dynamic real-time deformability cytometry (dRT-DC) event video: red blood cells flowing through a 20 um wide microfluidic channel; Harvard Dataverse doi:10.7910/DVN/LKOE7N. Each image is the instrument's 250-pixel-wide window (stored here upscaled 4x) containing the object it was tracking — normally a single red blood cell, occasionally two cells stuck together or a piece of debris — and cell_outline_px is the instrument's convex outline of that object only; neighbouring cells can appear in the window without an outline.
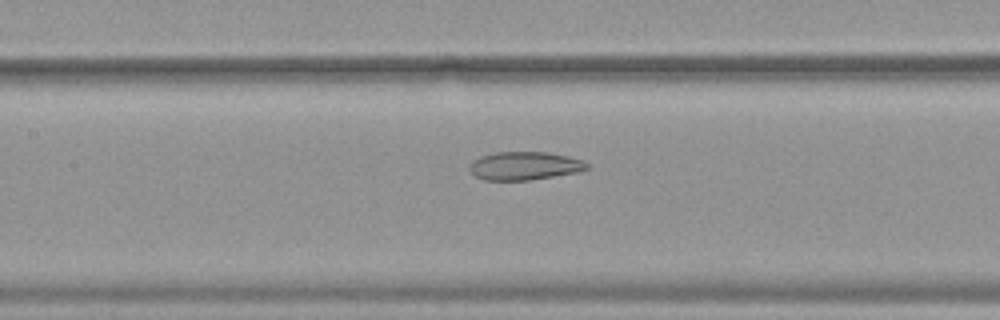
{"species": "common noctule bat (a hibernating species)", "species_latin": "Nyctalus noctula", "temperature_condition": "warm", "stored_images_in_passage": 54, "camera_frame_rate_fps": 3000, "um_per_image_px": 0.085, "animal": {"sex": "female", "body_mass_g": 19.9}, "frame": {"image": 1, "passage_image": 26, "time_ms": 8.333, "image_size_px": [1000, 320], "cell_outline_px": [[588, 168], [580, 172], [532, 180], [484, 180], [476, 176], [468, 168], [468, 164], [472, 160], [480, 156], [496, 152], [548, 152], [568, 156], [584, 160], [588, 164]], "centroid_in_image_um": [44.59, 14.09], "position_along_channel_um": 162.8, "area_um2": 19.59}}
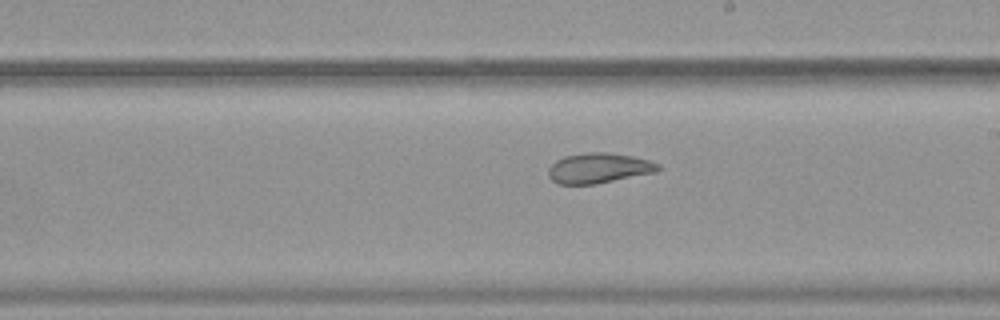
{"frame": {"image": 2, "passage_image": 32, "time_ms": 10.333, "image_size_px": [1000, 320], "cell_outline_px": [[660, 168], [656, 172], [596, 184], [556, 184], [548, 176], [548, 168], [556, 160], [564, 156], [588, 152], [608, 152], [632, 156], [648, 160], [660, 164]], "centroid_in_image_um": [50.87, 14.29], "position_along_channel_um": 238.1, "area_um2": 19.36}}
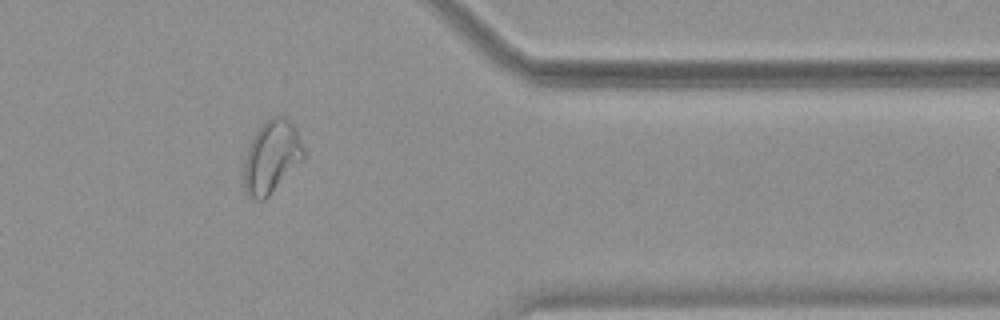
{"frame": {"image": 3, "passage_image": 45, "time_ms": 14.667, "image_size_px": [1000, 320], "cell_outline_px": [[304, 156], [268, 196], [264, 200], [256, 200], [248, 196], [244, 192], [244, 160], [252, 136], [272, 116], [284, 116], [296, 128], [304, 152]], "centroid_in_image_um": [23.04, 13.34], "position_along_channel_um": 388.4, "area_um2": 24.62}, "authors_computed_cell_mechanics": {"area_um2": 25.7788, "velocity_mm_per_s": 3.7887, "shape_relaxation_time_tau1_ms": null, "shape_relaxation_time_tau2_ms": 3.08, "deformation_change_tau1": null, "deformation_change_tau2": 0.0996}}